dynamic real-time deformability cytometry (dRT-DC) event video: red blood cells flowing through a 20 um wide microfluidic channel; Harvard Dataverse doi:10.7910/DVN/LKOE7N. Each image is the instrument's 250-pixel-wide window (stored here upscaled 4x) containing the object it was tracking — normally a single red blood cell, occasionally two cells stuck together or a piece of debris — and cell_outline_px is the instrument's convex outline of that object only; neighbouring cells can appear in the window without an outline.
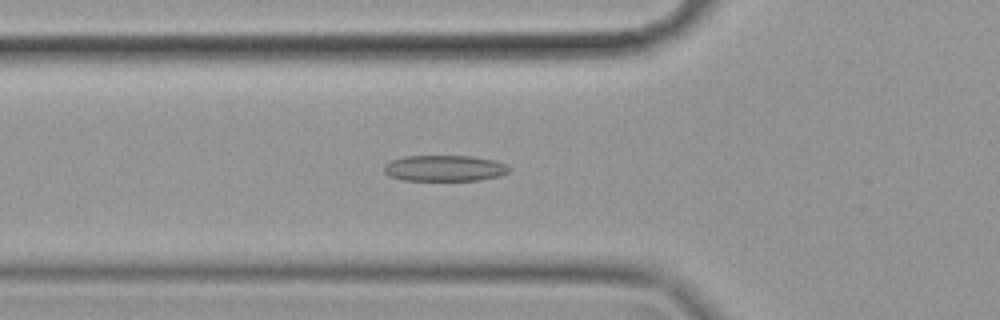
{"species": "common noctule bat (a hibernating species)", "species_latin": "Nyctalus noctula", "temperature_condition": "cold", "stored_images_in_passage": 57, "camera_frame_rate_fps": 3000, "um_per_image_px": 0.085, "animal": {"sex": "female", "body_mass_g": 19.9}, "frame": {"image": 1, "passage_image": 20, "time_ms": 6.333, "image_size_px": [1000, 320], "cell_outline_px": [[512, 168], [508, 172], [500, 176], [480, 180], [404, 180], [388, 176], [384, 172], [384, 164], [392, 160], [404, 156], [472, 156], [496, 160]], "centroid_in_image_um": [37.79, 14.3], "position_along_channel_um": 88.0, "area_um2": 19.07}}
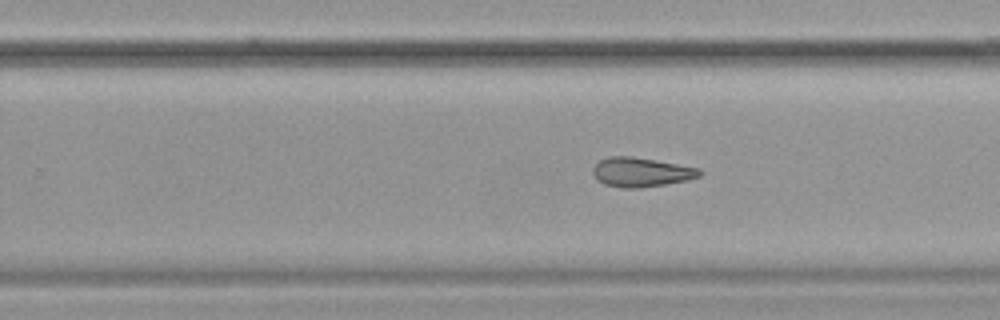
{"frame": {"image": 2, "passage_image": 36, "time_ms": 11.667, "image_size_px": [1000, 320], "cell_outline_px": [[700, 176], [688, 180], [640, 188], [624, 188], [604, 184], [596, 180], [592, 172], [592, 168], [600, 160], [608, 156], [632, 156], [700, 168]], "centroid_in_image_um": [54.45, 14.63], "position_along_channel_um": 275.3, "area_um2": 18.21}}
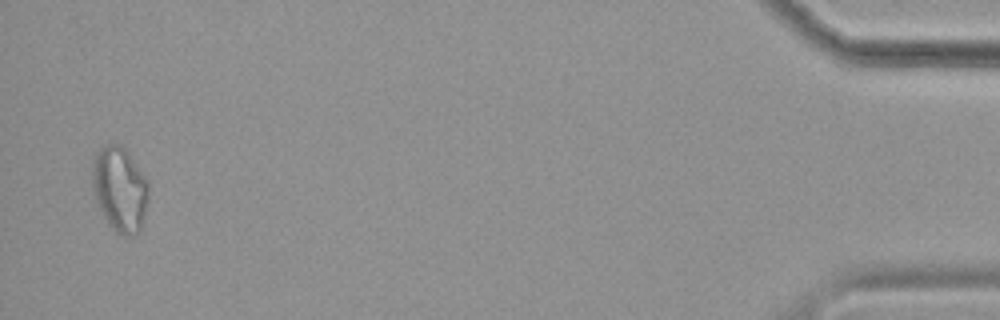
{"frame": {"image": 3, "passage_image": 56, "time_ms": 18.333, "image_size_px": [1000, 320], "cell_outline_px": [[148, 200], [144, 224], [140, 232], [136, 236], [124, 236], [116, 232], [108, 224], [96, 200], [92, 184], [92, 164], [96, 152], [104, 144], [120, 144], [128, 152], [148, 180]], "centroid_in_image_um": [10.21, 16.1], "position_along_channel_um": 425.0, "area_um2": 28.26}, "authors_computed_cell_mechanics": {"area_um2": 19.941, "velocity_mm_per_s": 3.5076, "shape_relaxation_time_tau1_ms": null, "shape_relaxation_time_tau2_ms": 5.9441, "deformation_change_tau1": null, "deformation_change_tau2": 0.1576}}